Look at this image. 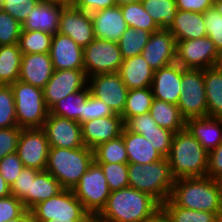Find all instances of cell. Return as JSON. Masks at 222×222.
I'll use <instances>...</instances> for the list:
<instances>
[{
	"instance_id": "8992f818",
	"label": "cell",
	"mask_w": 222,
	"mask_h": 222,
	"mask_svg": "<svg viewBox=\"0 0 222 222\" xmlns=\"http://www.w3.org/2000/svg\"><path fill=\"white\" fill-rule=\"evenodd\" d=\"M31 222H92L72 189H63L59 194L36 204L30 211Z\"/></svg>"
},
{
	"instance_id": "ffe728a7",
	"label": "cell",
	"mask_w": 222,
	"mask_h": 222,
	"mask_svg": "<svg viewBox=\"0 0 222 222\" xmlns=\"http://www.w3.org/2000/svg\"><path fill=\"white\" fill-rule=\"evenodd\" d=\"M184 68L176 62L154 71L151 90L157 100L177 105L182 93V72Z\"/></svg>"
},
{
	"instance_id": "9c48e42d",
	"label": "cell",
	"mask_w": 222,
	"mask_h": 222,
	"mask_svg": "<svg viewBox=\"0 0 222 222\" xmlns=\"http://www.w3.org/2000/svg\"><path fill=\"white\" fill-rule=\"evenodd\" d=\"M182 93L177 106L180 114L189 118L207 117V99L202 69H184L182 72Z\"/></svg>"
},
{
	"instance_id": "603a6c76",
	"label": "cell",
	"mask_w": 222,
	"mask_h": 222,
	"mask_svg": "<svg viewBox=\"0 0 222 222\" xmlns=\"http://www.w3.org/2000/svg\"><path fill=\"white\" fill-rule=\"evenodd\" d=\"M54 72L49 53L23 54L19 81L43 89Z\"/></svg>"
},
{
	"instance_id": "816d5d0a",
	"label": "cell",
	"mask_w": 222,
	"mask_h": 222,
	"mask_svg": "<svg viewBox=\"0 0 222 222\" xmlns=\"http://www.w3.org/2000/svg\"><path fill=\"white\" fill-rule=\"evenodd\" d=\"M128 131L141 134V130L156 129L157 123L150 113L130 117L125 123Z\"/></svg>"
},
{
	"instance_id": "9a60e30c",
	"label": "cell",
	"mask_w": 222,
	"mask_h": 222,
	"mask_svg": "<svg viewBox=\"0 0 222 222\" xmlns=\"http://www.w3.org/2000/svg\"><path fill=\"white\" fill-rule=\"evenodd\" d=\"M42 129L46 133L50 147L74 149L85 146L81 124L77 121L48 113Z\"/></svg>"
},
{
	"instance_id": "ee69618b",
	"label": "cell",
	"mask_w": 222,
	"mask_h": 222,
	"mask_svg": "<svg viewBox=\"0 0 222 222\" xmlns=\"http://www.w3.org/2000/svg\"><path fill=\"white\" fill-rule=\"evenodd\" d=\"M14 218H30V213L23 202L12 194L0 198V222H7Z\"/></svg>"
},
{
	"instance_id": "680465c9",
	"label": "cell",
	"mask_w": 222,
	"mask_h": 222,
	"mask_svg": "<svg viewBox=\"0 0 222 222\" xmlns=\"http://www.w3.org/2000/svg\"><path fill=\"white\" fill-rule=\"evenodd\" d=\"M214 67L222 70V48L217 51Z\"/></svg>"
},
{
	"instance_id": "4dcf8cb0",
	"label": "cell",
	"mask_w": 222,
	"mask_h": 222,
	"mask_svg": "<svg viewBox=\"0 0 222 222\" xmlns=\"http://www.w3.org/2000/svg\"><path fill=\"white\" fill-rule=\"evenodd\" d=\"M22 55L19 44L0 46V85L19 80Z\"/></svg>"
},
{
	"instance_id": "f1b7e54d",
	"label": "cell",
	"mask_w": 222,
	"mask_h": 222,
	"mask_svg": "<svg viewBox=\"0 0 222 222\" xmlns=\"http://www.w3.org/2000/svg\"><path fill=\"white\" fill-rule=\"evenodd\" d=\"M207 116L222 118V70L214 66L203 70Z\"/></svg>"
},
{
	"instance_id": "3957f363",
	"label": "cell",
	"mask_w": 222,
	"mask_h": 222,
	"mask_svg": "<svg viewBox=\"0 0 222 222\" xmlns=\"http://www.w3.org/2000/svg\"><path fill=\"white\" fill-rule=\"evenodd\" d=\"M166 158L175 179L204 177L207 174L208 152L186 128L174 133Z\"/></svg>"
},
{
	"instance_id": "6da1fadb",
	"label": "cell",
	"mask_w": 222,
	"mask_h": 222,
	"mask_svg": "<svg viewBox=\"0 0 222 222\" xmlns=\"http://www.w3.org/2000/svg\"><path fill=\"white\" fill-rule=\"evenodd\" d=\"M161 210L151 195L133 187L111 191L107 204L95 222H144Z\"/></svg>"
},
{
	"instance_id": "5b68a950",
	"label": "cell",
	"mask_w": 222,
	"mask_h": 222,
	"mask_svg": "<svg viewBox=\"0 0 222 222\" xmlns=\"http://www.w3.org/2000/svg\"><path fill=\"white\" fill-rule=\"evenodd\" d=\"M93 161V150L86 146L74 149L50 147L45 170L64 189H73Z\"/></svg>"
},
{
	"instance_id": "2e32d148",
	"label": "cell",
	"mask_w": 222,
	"mask_h": 222,
	"mask_svg": "<svg viewBox=\"0 0 222 222\" xmlns=\"http://www.w3.org/2000/svg\"><path fill=\"white\" fill-rule=\"evenodd\" d=\"M58 33L69 36L84 49L95 39L90 13L67 4L61 11Z\"/></svg>"
},
{
	"instance_id": "7a4b0ae2",
	"label": "cell",
	"mask_w": 222,
	"mask_h": 222,
	"mask_svg": "<svg viewBox=\"0 0 222 222\" xmlns=\"http://www.w3.org/2000/svg\"><path fill=\"white\" fill-rule=\"evenodd\" d=\"M169 200L178 207L218 215L222 212V188L219 180L207 176L175 179Z\"/></svg>"
},
{
	"instance_id": "b9f144b4",
	"label": "cell",
	"mask_w": 222,
	"mask_h": 222,
	"mask_svg": "<svg viewBox=\"0 0 222 222\" xmlns=\"http://www.w3.org/2000/svg\"><path fill=\"white\" fill-rule=\"evenodd\" d=\"M22 25L0 8V46L18 44Z\"/></svg>"
},
{
	"instance_id": "4316f807",
	"label": "cell",
	"mask_w": 222,
	"mask_h": 222,
	"mask_svg": "<svg viewBox=\"0 0 222 222\" xmlns=\"http://www.w3.org/2000/svg\"><path fill=\"white\" fill-rule=\"evenodd\" d=\"M122 136L128 154V163L144 165L147 163H154L163 158V156L141 134L128 131L124 127Z\"/></svg>"
},
{
	"instance_id": "484cf974",
	"label": "cell",
	"mask_w": 222,
	"mask_h": 222,
	"mask_svg": "<svg viewBox=\"0 0 222 222\" xmlns=\"http://www.w3.org/2000/svg\"><path fill=\"white\" fill-rule=\"evenodd\" d=\"M176 41L197 39L207 36L203 13L178 9L169 28Z\"/></svg>"
},
{
	"instance_id": "6f0895ef",
	"label": "cell",
	"mask_w": 222,
	"mask_h": 222,
	"mask_svg": "<svg viewBox=\"0 0 222 222\" xmlns=\"http://www.w3.org/2000/svg\"><path fill=\"white\" fill-rule=\"evenodd\" d=\"M144 222H171L167 215L161 209L153 217L145 220Z\"/></svg>"
},
{
	"instance_id": "6125c7cd",
	"label": "cell",
	"mask_w": 222,
	"mask_h": 222,
	"mask_svg": "<svg viewBox=\"0 0 222 222\" xmlns=\"http://www.w3.org/2000/svg\"><path fill=\"white\" fill-rule=\"evenodd\" d=\"M7 222H31L30 218H14Z\"/></svg>"
},
{
	"instance_id": "e7e4bbea",
	"label": "cell",
	"mask_w": 222,
	"mask_h": 222,
	"mask_svg": "<svg viewBox=\"0 0 222 222\" xmlns=\"http://www.w3.org/2000/svg\"><path fill=\"white\" fill-rule=\"evenodd\" d=\"M54 1L62 2L65 4H71L73 2V0H54Z\"/></svg>"
},
{
	"instance_id": "60d3db41",
	"label": "cell",
	"mask_w": 222,
	"mask_h": 222,
	"mask_svg": "<svg viewBox=\"0 0 222 222\" xmlns=\"http://www.w3.org/2000/svg\"><path fill=\"white\" fill-rule=\"evenodd\" d=\"M103 170L110 191L129 186L128 163H98Z\"/></svg>"
},
{
	"instance_id": "74e56055",
	"label": "cell",
	"mask_w": 222,
	"mask_h": 222,
	"mask_svg": "<svg viewBox=\"0 0 222 222\" xmlns=\"http://www.w3.org/2000/svg\"><path fill=\"white\" fill-rule=\"evenodd\" d=\"M161 209L171 222H214L215 213L191 210L175 206L169 199L161 205Z\"/></svg>"
},
{
	"instance_id": "277c9868",
	"label": "cell",
	"mask_w": 222,
	"mask_h": 222,
	"mask_svg": "<svg viewBox=\"0 0 222 222\" xmlns=\"http://www.w3.org/2000/svg\"><path fill=\"white\" fill-rule=\"evenodd\" d=\"M129 186L145 192L161 205L169 199L175 178L167 158L144 165L128 163Z\"/></svg>"
},
{
	"instance_id": "f5cc1de1",
	"label": "cell",
	"mask_w": 222,
	"mask_h": 222,
	"mask_svg": "<svg viewBox=\"0 0 222 222\" xmlns=\"http://www.w3.org/2000/svg\"><path fill=\"white\" fill-rule=\"evenodd\" d=\"M207 177L214 180L222 179V142L208 152Z\"/></svg>"
},
{
	"instance_id": "44dd1931",
	"label": "cell",
	"mask_w": 222,
	"mask_h": 222,
	"mask_svg": "<svg viewBox=\"0 0 222 222\" xmlns=\"http://www.w3.org/2000/svg\"><path fill=\"white\" fill-rule=\"evenodd\" d=\"M67 4L58 1H39L22 24V30L58 33L60 15Z\"/></svg>"
},
{
	"instance_id": "836d02e7",
	"label": "cell",
	"mask_w": 222,
	"mask_h": 222,
	"mask_svg": "<svg viewBox=\"0 0 222 222\" xmlns=\"http://www.w3.org/2000/svg\"><path fill=\"white\" fill-rule=\"evenodd\" d=\"M147 13L160 29H169L177 13L176 0H141Z\"/></svg>"
},
{
	"instance_id": "bcb514c9",
	"label": "cell",
	"mask_w": 222,
	"mask_h": 222,
	"mask_svg": "<svg viewBox=\"0 0 222 222\" xmlns=\"http://www.w3.org/2000/svg\"><path fill=\"white\" fill-rule=\"evenodd\" d=\"M40 0H2L0 8L9 13L21 25Z\"/></svg>"
},
{
	"instance_id": "f35d334b",
	"label": "cell",
	"mask_w": 222,
	"mask_h": 222,
	"mask_svg": "<svg viewBox=\"0 0 222 222\" xmlns=\"http://www.w3.org/2000/svg\"><path fill=\"white\" fill-rule=\"evenodd\" d=\"M53 35L40 31H21L19 48L22 54L49 53Z\"/></svg>"
},
{
	"instance_id": "d6986e66",
	"label": "cell",
	"mask_w": 222,
	"mask_h": 222,
	"mask_svg": "<svg viewBox=\"0 0 222 222\" xmlns=\"http://www.w3.org/2000/svg\"><path fill=\"white\" fill-rule=\"evenodd\" d=\"M49 55L54 70H84L83 48L69 36L54 34Z\"/></svg>"
},
{
	"instance_id": "4fadbf2b",
	"label": "cell",
	"mask_w": 222,
	"mask_h": 222,
	"mask_svg": "<svg viewBox=\"0 0 222 222\" xmlns=\"http://www.w3.org/2000/svg\"><path fill=\"white\" fill-rule=\"evenodd\" d=\"M88 87L91 94L106 103L114 113H123L129 90L118 72L90 76Z\"/></svg>"
},
{
	"instance_id": "ba28073f",
	"label": "cell",
	"mask_w": 222,
	"mask_h": 222,
	"mask_svg": "<svg viewBox=\"0 0 222 222\" xmlns=\"http://www.w3.org/2000/svg\"><path fill=\"white\" fill-rule=\"evenodd\" d=\"M72 191L93 220L105 208L111 192L102 168L95 161L89 166Z\"/></svg>"
},
{
	"instance_id": "f6af8a7d",
	"label": "cell",
	"mask_w": 222,
	"mask_h": 222,
	"mask_svg": "<svg viewBox=\"0 0 222 222\" xmlns=\"http://www.w3.org/2000/svg\"><path fill=\"white\" fill-rule=\"evenodd\" d=\"M207 36L214 42L217 50L222 48V15L214 7L203 13Z\"/></svg>"
},
{
	"instance_id": "8d00e7d4",
	"label": "cell",
	"mask_w": 222,
	"mask_h": 222,
	"mask_svg": "<svg viewBox=\"0 0 222 222\" xmlns=\"http://www.w3.org/2000/svg\"><path fill=\"white\" fill-rule=\"evenodd\" d=\"M96 163H128L123 136L102 143L93 149Z\"/></svg>"
},
{
	"instance_id": "11a10c76",
	"label": "cell",
	"mask_w": 222,
	"mask_h": 222,
	"mask_svg": "<svg viewBox=\"0 0 222 222\" xmlns=\"http://www.w3.org/2000/svg\"><path fill=\"white\" fill-rule=\"evenodd\" d=\"M213 4L214 0H176L177 9L196 13H204L212 8Z\"/></svg>"
},
{
	"instance_id": "d6a6232c",
	"label": "cell",
	"mask_w": 222,
	"mask_h": 222,
	"mask_svg": "<svg viewBox=\"0 0 222 222\" xmlns=\"http://www.w3.org/2000/svg\"><path fill=\"white\" fill-rule=\"evenodd\" d=\"M153 99L151 87L130 89L127 94L125 109L121 114L124 123L130 117L149 113Z\"/></svg>"
},
{
	"instance_id": "ac0fdd59",
	"label": "cell",
	"mask_w": 222,
	"mask_h": 222,
	"mask_svg": "<svg viewBox=\"0 0 222 222\" xmlns=\"http://www.w3.org/2000/svg\"><path fill=\"white\" fill-rule=\"evenodd\" d=\"M124 121L120 114L94 118L81 123L82 139L86 147L95 149L102 143L122 135Z\"/></svg>"
},
{
	"instance_id": "681fc988",
	"label": "cell",
	"mask_w": 222,
	"mask_h": 222,
	"mask_svg": "<svg viewBox=\"0 0 222 222\" xmlns=\"http://www.w3.org/2000/svg\"><path fill=\"white\" fill-rule=\"evenodd\" d=\"M23 167V163L16 152L6 155L0 160V174L10 186L16 181Z\"/></svg>"
},
{
	"instance_id": "1f68e13d",
	"label": "cell",
	"mask_w": 222,
	"mask_h": 222,
	"mask_svg": "<svg viewBox=\"0 0 222 222\" xmlns=\"http://www.w3.org/2000/svg\"><path fill=\"white\" fill-rule=\"evenodd\" d=\"M91 91L89 87L72 93L65 98L59 100L50 110L49 113L54 116L64 117L77 121L81 124V114L84 110V102H86Z\"/></svg>"
},
{
	"instance_id": "7402d4cb",
	"label": "cell",
	"mask_w": 222,
	"mask_h": 222,
	"mask_svg": "<svg viewBox=\"0 0 222 222\" xmlns=\"http://www.w3.org/2000/svg\"><path fill=\"white\" fill-rule=\"evenodd\" d=\"M94 36L101 40L118 42L128 28L120 6L101 9L90 13Z\"/></svg>"
},
{
	"instance_id": "7dc6e473",
	"label": "cell",
	"mask_w": 222,
	"mask_h": 222,
	"mask_svg": "<svg viewBox=\"0 0 222 222\" xmlns=\"http://www.w3.org/2000/svg\"><path fill=\"white\" fill-rule=\"evenodd\" d=\"M114 114L113 110L106 103L102 102L90 93L86 102H84V110L83 114H81V123L94 118L107 117Z\"/></svg>"
},
{
	"instance_id": "83f0119b",
	"label": "cell",
	"mask_w": 222,
	"mask_h": 222,
	"mask_svg": "<svg viewBox=\"0 0 222 222\" xmlns=\"http://www.w3.org/2000/svg\"><path fill=\"white\" fill-rule=\"evenodd\" d=\"M63 189L49 172L40 171L32 180L31 193H28L21 201L24 207L30 211L36 204L59 194Z\"/></svg>"
},
{
	"instance_id": "30bf717a",
	"label": "cell",
	"mask_w": 222,
	"mask_h": 222,
	"mask_svg": "<svg viewBox=\"0 0 222 222\" xmlns=\"http://www.w3.org/2000/svg\"><path fill=\"white\" fill-rule=\"evenodd\" d=\"M87 77L118 72L123 62L118 42L95 38L83 49Z\"/></svg>"
},
{
	"instance_id": "8fae6325",
	"label": "cell",
	"mask_w": 222,
	"mask_h": 222,
	"mask_svg": "<svg viewBox=\"0 0 222 222\" xmlns=\"http://www.w3.org/2000/svg\"><path fill=\"white\" fill-rule=\"evenodd\" d=\"M176 42V63L184 69L204 70L214 66L218 50L208 36Z\"/></svg>"
},
{
	"instance_id": "cb8c5ba5",
	"label": "cell",
	"mask_w": 222,
	"mask_h": 222,
	"mask_svg": "<svg viewBox=\"0 0 222 222\" xmlns=\"http://www.w3.org/2000/svg\"><path fill=\"white\" fill-rule=\"evenodd\" d=\"M185 128L207 152L222 142V118H189L186 120Z\"/></svg>"
},
{
	"instance_id": "c3c4849f",
	"label": "cell",
	"mask_w": 222,
	"mask_h": 222,
	"mask_svg": "<svg viewBox=\"0 0 222 222\" xmlns=\"http://www.w3.org/2000/svg\"><path fill=\"white\" fill-rule=\"evenodd\" d=\"M40 170L23 167L16 181L11 186V194L16 198L22 200L28 193H31L32 180Z\"/></svg>"
},
{
	"instance_id": "94428289",
	"label": "cell",
	"mask_w": 222,
	"mask_h": 222,
	"mask_svg": "<svg viewBox=\"0 0 222 222\" xmlns=\"http://www.w3.org/2000/svg\"><path fill=\"white\" fill-rule=\"evenodd\" d=\"M213 7L220 15H222V0H214Z\"/></svg>"
},
{
	"instance_id": "be15d7a7",
	"label": "cell",
	"mask_w": 222,
	"mask_h": 222,
	"mask_svg": "<svg viewBox=\"0 0 222 222\" xmlns=\"http://www.w3.org/2000/svg\"><path fill=\"white\" fill-rule=\"evenodd\" d=\"M214 222H222V212L216 216Z\"/></svg>"
},
{
	"instance_id": "7bdbcfd3",
	"label": "cell",
	"mask_w": 222,
	"mask_h": 222,
	"mask_svg": "<svg viewBox=\"0 0 222 222\" xmlns=\"http://www.w3.org/2000/svg\"><path fill=\"white\" fill-rule=\"evenodd\" d=\"M141 135L144 136L164 158L168 156L174 132L156 126V129L141 130Z\"/></svg>"
},
{
	"instance_id": "e575fe53",
	"label": "cell",
	"mask_w": 222,
	"mask_h": 222,
	"mask_svg": "<svg viewBox=\"0 0 222 222\" xmlns=\"http://www.w3.org/2000/svg\"><path fill=\"white\" fill-rule=\"evenodd\" d=\"M150 35L149 31L128 27L118 41L122 59L141 55Z\"/></svg>"
},
{
	"instance_id": "5bb4252c",
	"label": "cell",
	"mask_w": 222,
	"mask_h": 222,
	"mask_svg": "<svg viewBox=\"0 0 222 222\" xmlns=\"http://www.w3.org/2000/svg\"><path fill=\"white\" fill-rule=\"evenodd\" d=\"M88 87L85 70H54L43 88L44 101L50 110L59 100Z\"/></svg>"
},
{
	"instance_id": "91938a15",
	"label": "cell",
	"mask_w": 222,
	"mask_h": 222,
	"mask_svg": "<svg viewBox=\"0 0 222 222\" xmlns=\"http://www.w3.org/2000/svg\"><path fill=\"white\" fill-rule=\"evenodd\" d=\"M135 2H141V0H115L116 6H123Z\"/></svg>"
},
{
	"instance_id": "f546056e",
	"label": "cell",
	"mask_w": 222,
	"mask_h": 222,
	"mask_svg": "<svg viewBox=\"0 0 222 222\" xmlns=\"http://www.w3.org/2000/svg\"><path fill=\"white\" fill-rule=\"evenodd\" d=\"M149 113L160 127L174 133L185 129L186 120L180 114L177 105L154 98Z\"/></svg>"
},
{
	"instance_id": "db71d44e",
	"label": "cell",
	"mask_w": 222,
	"mask_h": 222,
	"mask_svg": "<svg viewBox=\"0 0 222 222\" xmlns=\"http://www.w3.org/2000/svg\"><path fill=\"white\" fill-rule=\"evenodd\" d=\"M71 5L89 13L116 6L115 0H73Z\"/></svg>"
},
{
	"instance_id": "9f6ffc18",
	"label": "cell",
	"mask_w": 222,
	"mask_h": 222,
	"mask_svg": "<svg viewBox=\"0 0 222 222\" xmlns=\"http://www.w3.org/2000/svg\"><path fill=\"white\" fill-rule=\"evenodd\" d=\"M11 195V186L4 180L0 174V198Z\"/></svg>"
},
{
	"instance_id": "7c38bea8",
	"label": "cell",
	"mask_w": 222,
	"mask_h": 222,
	"mask_svg": "<svg viewBox=\"0 0 222 222\" xmlns=\"http://www.w3.org/2000/svg\"><path fill=\"white\" fill-rule=\"evenodd\" d=\"M49 149V142L42 128L21 129L16 153L24 167L44 171Z\"/></svg>"
},
{
	"instance_id": "f907efd6",
	"label": "cell",
	"mask_w": 222,
	"mask_h": 222,
	"mask_svg": "<svg viewBox=\"0 0 222 222\" xmlns=\"http://www.w3.org/2000/svg\"><path fill=\"white\" fill-rule=\"evenodd\" d=\"M20 133L21 128L18 126L0 128V160L17 151Z\"/></svg>"
},
{
	"instance_id": "e0dca14e",
	"label": "cell",
	"mask_w": 222,
	"mask_h": 222,
	"mask_svg": "<svg viewBox=\"0 0 222 222\" xmlns=\"http://www.w3.org/2000/svg\"><path fill=\"white\" fill-rule=\"evenodd\" d=\"M177 42L169 29L151 33L141 55L154 71L176 62Z\"/></svg>"
},
{
	"instance_id": "52a82bcc",
	"label": "cell",
	"mask_w": 222,
	"mask_h": 222,
	"mask_svg": "<svg viewBox=\"0 0 222 222\" xmlns=\"http://www.w3.org/2000/svg\"><path fill=\"white\" fill-rule=\"evenodd\" d=\"M14 94L17 125L21 129L42 128L49 110L43 89L21 81L11 84Z\"/></svg>"
},
{
	"instance_id": "d590c367",
	"label": "cell",
	"mask_w": 222,
	"mask_h": 222,
	"mask_svg": "<svg viewBox=\"0 0 222 222\" xmlns=\"http://www.w3.org/2000/svg\"><path fill=\"white\" fill-rule=\"evenodd\" d=\"M123 18L128 27L143 29L151 33L159 30V26L144 9L141 2L120 6Z\"/></svg>"
},
{
	"instance_id": "d4e9b609",
	"label": "cell",
	"mask_w": 222,
	"mask_h": 222,
	"mask_svg": "<svg viewBox=\"0 0 222 222\" xmlns=\"http://www.w3.org/2000/svg\"><path fill=\"white\" fill-rule=\"evenodd\" d=\"M118 73L128 90L151 87L154 76L142 55L123 59Z\"/></svg>"
},
{
	"instance_id": "ab89813d",
	"label": "cell",
	"mask_w": 222,
	"mask_h": 222,
	"mask_svg": "<svg viewBox=\"0 0 222 222\" xmlns=\"http://www.w3.org/2000/svg\"><path fill=\"white\" fill-rule=\"evenodd\" d=\"M17 125L14 94L11 85H0V128Z\"/></svg>"
}]
</instances>
